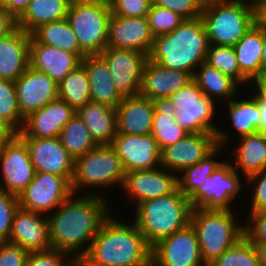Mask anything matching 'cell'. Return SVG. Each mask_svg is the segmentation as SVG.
<instances>
[{
  "label": "cell",
  "instance_id": "obj_11",
  "mask_svg": "<svg viewBox=\"0 0 266 266\" xmlns=\"http://www.w3.org/2000/svg\"><path fill=\"white\" fill-rule=\"evenodd\" d=\"M72 194L71 183L64 176L35 172L31 183L18 196V202L21 208L47 215Z\"/></svg>",
  "mask_w": 266,
  "mask_h": 266
},
{
  "label": "cell",
  "instance_id": "obj_16",
  "mask_svg": "<svg viewBox=\"0 0 266 266\" xmlns=\"http://www.w3.org/2000/svg\"><path fill=\"white\" fill-rule=\"evenodd\" d=\"M111 146L118 154L125 173L156 169L161 166V150L152 134L117 133Z\"/></svg>",
  "mask_w": 266,
  "mask_h": 266
},
{
  "label": "cell",
  "instance_id": "obj_35",
  "mask_svg": "<svg viewBox=\"0 0 266 266\" xmlns=\"http://www.w3.org/2000/svg\"><path fill=\"white\" fill-rule=\"evenodd\" d=\"M31 37L37 43L74 53L81 60L86 56L80 49L77 37L66 18L39 26L31 33Z\"/></svg>",
  "mask_w": 266,
  "mask_h": 266
},
{
  "label": "cell",
  "instance_id": "obj_3",
  "mask_svg": "<svg viewBox=\"0 0 266 266\" xmlns=\"http://www.w3.org/2000/svg\"><path fill=\"white\" fill-rule=\"evenodd\" d=\"M209 45L202 17L185 19L171 33L154 37L148 60L194 75L205 62Z\"/></svg>",
  "mask_w": 266,
  "mask_h": 266
},
{
  "label": "cell",
  "instance_id": "obj_34",
  "mask_svg": "<svg viewBox=\"0 0 266 266\" xmlns=\"http://www.w3.org/2000/svg\"><path fill=\"white\" fill-rule=\"evenodd\" d=\"M249 97H244L242 100L236 96L232 100L224 102L228 107L226 115L234 130L235 137L254 134L257 132L260 122V110L256 100L248 93ZM228 106H227V105ZM228 112V114H227ZM238 134V135H237Z\"/></svg>",
  "mask_w": 266,
  "mask_h": 266
},
{
  "label": "cell",
  "instance_id": "obj_43",
  "mask_svg": "<svg viewBox=\"0 0 266 266\" xmlns=\"http://www.w3.org/2000/svg\"><path fill=\"white\" fill-rule=\"evenodd\" d=\"M26 266H79L69 253L57 249L29 252Z\"/></svg>",
  "mask_w": 266,
  "mask_h": 266
},
{
  "label": "cell",
  "instance_id": "obj_5",
  "mask_svg": "<svg viewBox=\"0 0 266 266\" xmlns=\"http://www.w3.org/2000/svg\"><path fill=\"white\" fill-rule=\"evenodd\" d=\"M125 175L115 149L111 145H97L83 156L75 159L71 190L73 194L77 195H96L104 198L107 195L104 191L99 192L98 187L99 190L101 188L104 190L105 187L108 190L110 186L113 188V185L114 187L117 185L121 190Z\"/></svg>",
  "mask_w": 266,
  "mask_h": 266
},
{
  "label": "cell",
  "instance_id": "obj_56",
  "mask_svg": "<svg viewBox=\"0 0 266 266\" xmlns=\"http://www.w3.org/2000/svg\"><path fill=\"white\" fill-rule=\"evenodd\" d=\"M252 88H254L265 99L266 107V78L255 81Z\"/></svg>",
  "mask_w": 266,
  "mask_h": 266
},
{
  "label": "cell",
  "instance_id": "obj_36",
  "mask_svg": "<svg viewBox=\"0 0 266 266\" xmlns=\"http://www.w3.org/2000/svg\"><path fill=\"white\" fill-rule=\"evenodd\" d=\"M224 146H217L209 155L193 166L185 168L178 174V189L188 199L205 183L206 177L218 168L225 160L218 158ZM218 155V156H217ZM217 157V158H216Z\"/></svg>",
  "mask_w": 266,
  "mask_h": 266
},
{
  "label": "cell",
  "instance_id": "obj_15",
  "mask_svg": "<svg viewBox=\"0 0 266 266\" xmlns=\"http://www.w3.org/2000/svg\"><path fill=\"white\" fill-rule=\"evenodd\" d=\"M121 189L127 202L135 207L140 202L174 193L178 189V175L161 166L127 172Z\"/></svg>",
  "mask_w": 266,
  "mask_h": 266
},
{
  "label": "cell",
  "instance_id": "obj_26",
  "mask_svg": "<svg viewBox=\"0 0 266 266\" xmlns=\"http://www.w3.org/2000/svg\"><path fill=\"white\" fill-rule=\"evenodd\" d=\"M154 112L152 100L140 95L124 97L116 107L117 133L151 134Z\"/></svg>",
  "mask_w": 266,
  "mask_h": 266
},
{
  "label": "cell",
  "instance_id": "obj_40",
  "mask_svg": "<svg viewBox=\"0 0 266 266\" xmlns=\"http://www.w3.org/2000/svg\"><path fill=\"white\" fill-rule=\"evenodd\" d=\"M208 266H261L256 250L244 236Z\"/></svg>",
  "mask_w": 266,
  "mask_h": 266
},
{
  "label": "cell",
  "instance_id": "obj_8",
  "mask_svg": "<svg viewBox=\"0 0 266 266\" xmlns=\"http://www.w3.org/2000/svg\"><path fill=\"white\" fill-rule=\"evenodd\" d=\"M201 17L209 44L233 47L259 21L252 0H235L203 7Z\"/></svg>",
  "mask_w": 266,
  "mask_h": 266
},
{
  "label": "cell",
  "instance_id": "obj_39",
  "mask_svg": "<svg viewBox=\"0 0 266 266\" xmlns=\"http://www.w3.org/2000/svg\"><path fill=\"white\" fill-rule=\"evenodd\" d=\"M209 66L234 79L240 86L251 87L252 83L242 74L233 47L209 45L206 60ZM250 83V84H248Z\"/></svg>",
  "mask_w": 266,
  "mask_h": 266
},
{
  "label": "cell",
  "instance_id": "obj_19",
  "mask_svg": "<svg viewBox=\"0 0 266 266\" xmlns=\"http://www.w3.org/2000/svg\"><path fill=\"white\" fill-rule=\"evenodd\" d=\"M14 83L18 108L24 118L58 99V84L30 66Z\"/></svg>",
  "mask_w": 266,
  "mask_h": 266
},
{
  "label": "cell",
  "instance_id": "obj_10",
  "mask_svg": "<svg viewBox=\"0 0 266 266\" xmlns=\"http://www.w3.org/2000/svg\"><path fill=\"white\" fill-rule=\"evenodd\" d=\"M242 177L244 176H240L233 169L232 162L225 159L212 175L206 177L204 185L189 198L192 210H235L231 203L236 202V198L242 194Z\"/></svg>",
  "mask_w": 266,
  "mask_h": 266
},
{
  "label": "cell",
  "instance_id": "obj_33",
  "mask_svg": "<svg viewBox=\"0 0 266 266\" xmlns=\"http://www.w3.org/2000/svg\"><path fill=\"white\" fill-rule=\"evenodd\" d=\"M193 80L203 91V94L215 102L222 100L221 102L224 103L240 94L238 91H240L241 86L234 79L205 62L195 70Z\"/></svg>",
  "mask_w": 266,
  "mask_h": 266
},
{
  "label": "cell",
  "instance_id": "obj_59",
  "mask_svg": "<svg viewBox=\"0 0 266 266\" xmlns=\"http://www.w3.org/2000/svg\"><path fill=\"white\" fill-rule=\"evenodd\" d=\"M81 2H86V3H99V4H104L106 6H110L112 0H78Z\"/></svg>",
  "mask_w": 266,
  "mask_h": 266
},
{
  "label": "cell",
  "instance_id": "obj_45",
  "mask_svg": "<svg viewBox=\"0 0 266 266\" xmlns=\"http://www.w3.org/2000/svg\"><path fill=\"white\" fill-rule=\"evenodd\" d=\"M247 186L248 184L253 187L249 189L250 192V202L249 212H259L266 209V168L261 172L253 174L245 179ZM251 183V184H250Z\"/></svg>",
  "mask_w": 266,
  "mask_h": 266
},
{
  "label": "cell",
  "instance_id": "obj_60",
  "mask_svg": "<svg viewBox=\"0 0 266 266\" xmlns=\"http://www.w3.org/2000/svg\"><path fill=\"white\" fill-rule=\"evenodd\" d=\"M259 20L266 26V11L259 17Z\"/></svg>",
  "mask_w": 266,
  "mask_h": 266
},
{
  "label": "cell",
  "instance_id": "obj_23",
  "mask_svg": "<svg viewBox=\"0 0 266 266\" xmlns=\"http://www.w3.org/2000/svg\"><path fill=\"white\" fill-rule=\"evenodd\" d=\"M81 61L74 53L37 43L32 37L30 39V67L47 74L57 84L75 70Z\"/></svg>",
  "mask_w": 266,
  "mask_h": 266
},
{
  "label": "cell",
  "instance_id": "obj_51",
  "mask_svg": "<svg viewBox=\"0 0 266 266\" xmlns=\"http://www.w3.org/2000/svg\"><path fill=\"white\" fill-rule=\"evenodd\" d=\"M16 28V19L0 5V38Z\"/></svg>",
  "mask_w": 266,
  "mask_h": 266
},
{
  "label": "cell",
  "instance_id": "obj_4",
  "mask_svg": "<svg viewBox=\"0 0 266 266\" xmlns=\"http://www.w3.org/2000/svg\"><path fill=\"white\" fill-rule=\"evenodd\" d=\"M133 222L153 246L190 223L192 205L179 189L174 193L138 203Z\"/></svg>",
  "mask_w": 266,
  "mask_h": 266
},
{
  "label": "cell",
  "instance_id": "obj_50",
  "mask_svg": "<svg viewBox=\"0 0 266 266\" xmlns=\"http://www.w3.org/2000/svg\"><path fill=\"white\" fill-rule=\"evenodd\" d=\"M30 0H0V5L17 19L27 8Z\"/></svg>",
  "mask_w": 266,
  "mask_h": 266
},
{
  "label": "cell",
  "instance_id": "obj_20",
  "mask_svg": "<svg viewBox=\"0 0 266 266\" xmlns=\"http://www.w3.org/2000/svg\"><path fill=\"white\" fill-rule=\"evenodd\" d=\"M153 40L147 17L111 16L107 47L149 54Z\"/></svg>",
  "mask_w": 266,
  "mask_h": 266
},
{
  "label": "cell",
  "instance_id": "obj_52",
  "mask_svg": "<svg viewBox=\"0 0 266 266\" xmlns=\"http://www.w3.org/2000/svg\"><path fill=\"white\" fill-rule=\"evenodd\" d=\"M248 90L250 94L257 102L260 110V122H259V127L257 128V132L266 135V107H265V99L254 89L249 87ZM253 89V90H252Z\"/></svg>",
  "mask_w": 266,
  "mask_h": 266
},
{
  "label": "cell",
  "instance_id": "obj_17",
  "mask_svg": "<svg viewBox=\"0 0 266 266\" xmlns=\"http://www.w3.org/2000/svg\"><path fill=\"white\" fill-rule=\"evenodd\" d=\"M26 144L35 172L64 176L70 183L75 160L62 145L59 137H20Z\"/></svg>",
  "mask_w": 266,
  "mask_h": 266
},
{
  "label": "cell",
  "instance_id": "obj_46",
  "mask_svg": "<svg viewBox=\"0 0 266 266\" xmlns=\"http://www.w3.org/2000/svg\"><path fill=\"white\" fill-rule=\"evenodd\" d=\"M243 224L244 237L251 244H266V209L250 212Z\"/></svg>",
  "mask_w": 266,
  "mask_h": 266
},
{
  "label": "cell",
  "instance_id": "obj_9",
  "mask_svg": "<svg viewBox=\"0 0 266 266\" xmlns=\"http://www.w3.org/2000/svg\"><path fill=\"white\" fill-rule=\"evenodd\" d=\"M111 16L110 6L71 1L66 19L86 55H99L107 47Z\"/></svg>",
  "mask_w": 266,
  "mask_h": 266
},
{
  "label": "cell",
  "instance_id": "obj_22",
  "mask_svg": "<svg viewBox=\"0 0 266 266\" xmlns=\"http://www.w3.org/2000/svg\"><path fill=\"white\" fill-rule=\"evenodd\" d=\"M76 111L64 100L56 99L43 108L25 117L19 137L53 138L59 137L65 124Z\"/></svg>",
  "mask_w": 266,
  "mask_h": 266
},
{
  "label": "cell",
  "instance_id": "obj_48",
  "mask_svg": "<svg viewBox=\"0 0 266 266\" xmlns=\"http://www.w3.org/2000/svg\"><path fill=\"white\" fill-rule=\"evenodd\" d=\"M152 4L169 9L184 19L200 17L203 9L198 0H152Z\"/></svg>",
  "mask_w": 266,
  "mask_h": 266
},
{
  "label": "cell",
  "instance_id": "obj_41",
  "mask_svg": "<svg viewBox=\"0 0 266 266\" xmlns=\"http://www.w3.org/2000/svg\"><path fill=\"white\" fill-rule=\"evenodd\" d=\"M0 118L17 132L22 129L25 120L18 108L15 83L5 79H0Z\"/></svg>",
  "mask_w": 266,
  "mask_h": 266
},
{
  "label": "cell",
  "instance_id": "obj_57",
  "mask_svg": "<svg viewBox=\"0 0 266 266\" xmlns=\"http://www.w3.org/2000/svg\"><path fill=\"white\" fill-rule=\"evenodd\" d=\"M259 17L266 11V0H252Z\"/></svg>",
  "mask_w": 266,
  "mask_h": 266
},
{
  "label": "cell",
  "instance_id": "obj_44",
  "mask_svg": "<svg viewBox=\"0 0 266 266\" xmlns=\"http://www.w3.org/2000/svg\"><path fill=\"white\" fill-rule=\"evenodd\" d=\"M18 207V196L0 190V242L8 241Z\"/></svg>",
  "mask_w": 266,
  "mask_h": 266
},
{
  "label": "cell",
  "instance_id": "obj_58",
  "mask_svg": "<svg viewBox=\"0 0 266 266\" xmlns=\"http://www.w3.org/2000/svg\"><path fill=\"white\" fill-rule=\"evenodd\" d=\"M232 1H235V0H198L199 4L202 7H206V6L211 5V4L228 3V2H232Z\"/></svg>",
  "mask_w": 266,
  "mask_h": 266
},
{
  "label": "cell",
  "instance_id": "obj_12",
  "mask_svg": "<svg viewBox=\"0 0 266 266\" xmlns=\"http://www.w3.org/2000/svg\"><path fill=\"white\" fill-rule=\"evenodd\" d=\"M152 266H207L191 223L152 246Z\"/></svg>",
  "mask_w": 266,
  "mask_h": 266
},
{
  "label": "cell",
  "instance_id": "obj_18",
  "mask_svg": "<svg viewBox=\"0 0 266 266\" xmlns=\"http://www.w3.org/2000/svg\"><path fill=\"white\" fill-rule=\"evenodd\" d=\"M217 146L216 134L188 133L161 151V167L178 175L205 158Z\"/></svg>",
  "mask_w": 266,
  "mask_h": 266
},
{
  "label": "cell",
  "instance_id": "obj_2",
  "mask_svg": "<svg viewBox=\"0 0 266 266\" xmlns=\"http://www.w3.org/2000/svg\"><path fill=\"white\" fill-rule=\"evenodd\" d=\"M119 219L112 211L79 266H152V246L132 220Z\"/></svg>",
  "mask_w": 266,
  "mask_h": 266
},
{
  "label": "cell",
  "instance_id": "obj_30",
  "mask_svg": "<svg viewBox=\"0 0 266 266\" xmlns=\"http://www.w3.org/2000/svg\"><path fill=\"white\" fill-rule=\"evenodd\" d=\"M242 74L253 84L260 79L263 23L259 20L233 46Z\"/></svg>",
  "mask_w": 266,
  "mask_h": 266
},
{
  "label": "cell",
  "instance_id": "obj_38",
  "mask_svg": "<svg viewBox=\"0 0 266 266\" xmlns=\"http://www.w3.org/2000/svg\"><path fill=\"white\" fill-rule=\"evenodd\" d=\"M59 138L62 145L74 160L97 146L88 128L76 113L65 124L60 132Z\"/></svg>",
  "mask_w": 266,
  "mask_h": 266
},
{
  "label": "cell",
  "instance_id": "obj_13",
  "mask_svg": "<svg viewBox=\"0 0 266 266\" xmlns=\"http://www.w3.org/2000/svg\"><path fill=\"white\" fill-rule=\"evenodd\" d=\"M99 56L107 63L112 82L123 97L139 95L148 54L106 47Z\"/></svg>",
  "mask_w": 266,
  "mask_h": 266
},
{
  "label": "cell",
  "instance_id": "obj_32",
  "mask_svg": "<svg viewBox=\"0 0 266 266\" xmlns=\"http://www.w3.org/2000/svg\"><path fill=\"white\" fill-rule=\"evenodd\" d=\"M153 103L155 112L151 134L162 151L184 138L188 132L177 124L174 114L176 108L169 97L155 99Z\"/></svg>",
  "mask_w": 266,
  "mask_h": 266
},
{
  "label": "cell",
  "instance_id": "obj_28",
  "mask_svg": "<svg viewBox=\"0 0 266 266\" xmlns=\"http://www.w3.org/2000/svg\"><path fill=\"white\" fill-rule=\"evenodd\" d=\"M237 140L239 143L237 142V147H233L235 149L230 155L234 160L231 158L230 162L235 171L244 175L245 180L266 168V135L256 132L241 136Z\"/></svg>",
  "mask_w": 266,
  "mask_h": 266
},
{
  "label": "cell",
  "instance_id": "obj_24",
  "mask_svg": "<svg viewBox=\"0 0 266 266\" xmlns=\"http://www.w3.org/2000/svg\"><path fill=\"white\" fill-rule=\"evenodd\" d=\"M31 34L16 27L0 38V79L15 82L30 66Z\"/></svg>",
  "mask_w": 266,
  "mask_h": 266
},
{
  "label": "cell",
  "instance_id": "obj_49",
  "mask_svg": "<svg viewBox=\"0 0 266 266\" xmlns=\"http://www.w3.org/2000/svg\"><path fill=\"white\" fill-rule=\"evenodd\" d=\"M29 252L17 244L0 242V266H26Z\"/></svg>",
  "mask_w": 266,
  "mask_h": 266
},
{
  "label": "cell",
  "instance_id": "obj_55",
  "mask_svg": "<svg viewBox=\"0 0 266 266\" xmlns=\"http://www.w3.org/2000/svg\"><path fill=\"white\" fill-rule=\"evenodd\" d=\"M261 266H266V244H253Z\"/></svg>",
  "mask_w": 266,
  "mask_h": 266
},
{
  "label": "cell",
  "instance_id": "obj_21",
  "mask_svg": "<svg viewBox=\"0 0 266 266\" xmlns=\"http://www.w3.org/2000/svg\"><path fill=\"white\" fill-rule=\"evenodd\" d=\"M8 242L17 244L28 252L51 249L47 215L18 207Z\"/></svg>",
  "mask_w": 266,
  "mask_h": 266
},
{
  "label": "cell",
  "instance_id": "obj_25",
  "mask_svg": "<svg viewBox=\"0 0 266 266\" xmlns=\"http://www.w3.org/2000/svg\"><path fill=\"white\" fill-rule=\"evenodd\" d=\"M193 80V75L185 71L164 68L147 60L142 75L139 95L155 100L169 97Z\"/></svg>",
  "mask_w": 266,
  "mask_h": 266
},
{
  "label": "cell",
  "instance_id": "obj_31",
  "mask_svg": "<svg viewBox=\"0 0 266 266\" xmlns=\"http://www.w3.org/2000/svg\"><path fill=\"white\" fill-rule=\"evenodd\" d=\"M72 0H30L16 27L31 34L41 25L65 19Z\"/></svg>",
  "mask_w": 266,
  "mask_h": 266
},
{
  "label": "cell",
  "instance_id": "obj_47",
  "mask_svg": "<svg viewBox=\"0 0 266 266\" xmlns=\"http://www.w3.org/2000/svg\"><path fill=\"white\" fill-rule=\"evenodd\" d=\"M152 0H112L110 9L113 16L147 17Z\"/></svg>",
  "mask_w": 266,
  "mask_h": 266
},
{
  "label": "cell",
  "instance_id": "obj_54",
  "mask_svg": "<svg viewBox=\"0 0 266 266\" xmlns=\"http://www.w3.org/2000/svg\"><path fill=\"white\" fill-rule=\"evenodd\" d=\"M266 78V26L263 24V49L261 56L260 79Z\"/></svg>",
  "mask_w": 266,
  "mask_h": 266
},
{
  "label": "cell",
  "instance_id": "obj_6",
  "mask_svg": "<svg viewBox=\"0 0 266 266\" xmlns=\"http://www.w3.org/2000/svg\"><path fill=\"white\" fill-rule=\"evenodd\" d=\"M235 217L233 210H192L190 223L197 233L201 257L207 266L244 236L243 223Z\"/></svg>",
  "mask_w": 266,
  "mask_h": 266
},
{
  "label": "cell",
  "instance_id": "obj_27",
  "mask_svg": "<svg viewBox=\"0 0 266 266\" xmlns=\"http://www.w3.org/2000/svg\"><path fill=\"white\" fill-rule=\"evenodd\" d=\"M81 64L87 70L90 101L116 108L124 97L115 88L107 63L99 55H86Z\"/></svg>",
  "mask_w": 266,
  "mask_h": 266
},
{
  "label": "cell",
  "instance_id": "obj_53",
  "mask_svg": "<svg viewBox=\"0 0 266 266\" xmlns=\"http://www.w3.org/2000/svg\"><path fill=\"white\" fill-rule=\"evenodd\" d=\"M17 133L18 132L7 121L0 118V148L11 141Z\"/></svg>",
  "mask_w": 266,
  "mask_h": 266
},
{
  "label": "cell",
  "instance_id": "obj_14",
  "mask_svg": "<svg viewBox=\"0 0 266 266\" xmlns=\"http://www.w3.org/2000/svg\"><path fill=\"white\" fill-rule=\"evenodd\" d=\"M0 190L19 196L35 175L25 142L16 135L0 148Z\"/></svg>",
  "mask_w": 266,
  "mask_h": 266
},
{
  "label": "cell",
  "instance_id": "obj_29",
  "mask_svg": "<svg viewBox=\"0 0 266 266\" xmlns=\"http://www.w3.org/2000/svg\"><path fill=\"white\" fill-rule=\"evenodd\" d=\"M88 128L97 145H111L117 134L116 108L95 102H88L76 111Z\"/></svg>",
  "mask_w": 266,
  "mask_h": 266
},
{
  "label": "cell",
  "instance_id": "obj_7",
  "mask_svg": "<svg viewBox=\"0 0 266 266\" xmlns=\"http://www.w3.org/2000/svg\"><path fill=\"white\" fill-rule=\"evenodd\" d=\"M169 98L176 108V122L186 132L216 134L217 145L230 148L227 144L232 142L233 136L221 129L220 125L217 127L214 122L215 118H218L215 114H218L217 110L220 109L216 108L217 102L203 94L194 80L172 93Z\"/></svg>",
  "mask_w": 266,
  "mask_h": 266
},
{
  "label": "cell",
  "instance_id": "obj_42",
  "mask_svg": "<svg viewBox=\"0 0 266 266\" xmlns=\"http://www.w3.org/2000/svg\"><path fill=\"white\" fill-rule=\"evenodd\" d=\"M148 24L154 37L171 33L185 19L173 11L151 4L148 15Z\"/></svg>",
  "mask_w": 266,
  "mask_h": 266
},
{
  "label": "cell",
  "instance_id": "obj_37",
  "mask_svg": "<svg viewBox=\"0 0 266 266\" xmlns=\"http://www.w3.org/2000/svg\"><path fill=\"white\" fill-rule=\"evenodd\" d=\"M58 98L66 101L75 111L90 102L87 70L80 64L58 85Z\"/></svg>",
  "mask_w": 266,
  "mask_h": 266
},
{
  "label": "cell",
  "instance_id": "obj_1",
  "mask_svg": "<svg viewBox=\"0 0 266 266\" xmlns=\"http://www.w3.org/2000/svg\"><path fill=\"white\" fill-rule=\"evenodd\" d=\"M110 203L109 197L72 194L47 215L51 249L65 251L79 262L112 213Z\"/></svg>",
  "mask_w": 266,
  "mask_h": 266
}]
</instances>
